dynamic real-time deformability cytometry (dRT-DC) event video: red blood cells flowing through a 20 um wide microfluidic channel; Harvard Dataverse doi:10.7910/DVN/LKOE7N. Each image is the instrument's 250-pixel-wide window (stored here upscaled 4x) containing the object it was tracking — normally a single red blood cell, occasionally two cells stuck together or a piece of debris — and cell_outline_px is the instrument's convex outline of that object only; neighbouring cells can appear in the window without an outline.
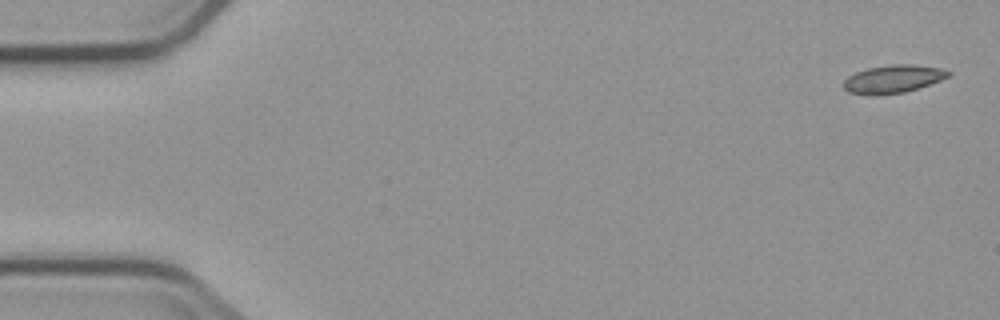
{"species": "common noctule bat (a hibernating species)", "species_latin": "Nyctalus noctula", "temperature_condition": "cold", "stored_images_in_passage": 7, "camera_frame_rate_fps": 3000, "um_per_image_px": 0.085, "animal": {"sex": "male", "body_mass_g": 23.1, "forearm_length_mm": 52.7}, "frame": {"image": 1, "passage_image": 1, "time_ms": 0.0, "image_size_px": [1000, 320], "cell_outline_px": [[952, 72], [948, 76], [940, 80], [904, 92], [876, 96], [868, 96], [848, 92], [844, 88], [844, 80], [848, 76], [856, 72], [868, 68], [892, 64], [912, 64], [940, 68]], "centroid_in_image_um": [75.86, 6.72], "position_along_channel_um": 9.1, "area_um2": 17.05}}
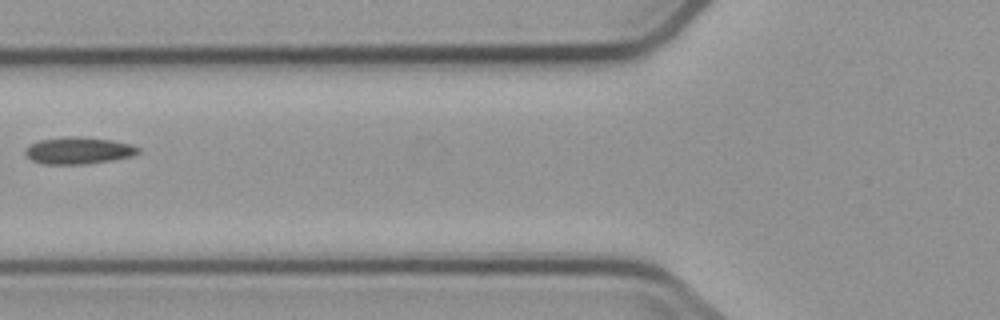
{"frame": {"image": 2, "passage_image": 6, "time_ms": 6.667, "image_size_px": [1000, 320], "cell_outline_px": [[140, 152], [132, 156], [112, 160], [88, 164], [44, 164], [32, 160], [24, 152], [32, 144], [40, 140], [68, 136], [80, 136], [112, 140], [132, 144], [140, 148]], "centroid_in_image_um": [6.73, 12.79], "position_along_channel_um": 119.1, "area_um2": 17.69}}
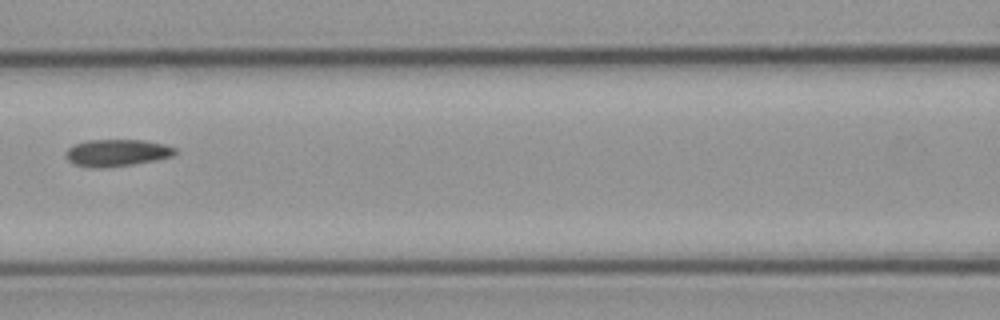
{"frame": {"image": 3, "passage_image": 7, "time_ms": 7.667, "image_size_px": [1000, 320], "cell_outline_px": [[176, 152], [172, 156], [156, 160], [132, 164], [104, 168], [88, 168], [72, 164], [64, 156], [64, 152], [72, 144], [88, 140], [144, 140], [164, 144], [176, 148]], "centroid_in_image_um": [9.86, 12.99], "position_along_channel_um": 156.7, "area_um2": 17.46}}